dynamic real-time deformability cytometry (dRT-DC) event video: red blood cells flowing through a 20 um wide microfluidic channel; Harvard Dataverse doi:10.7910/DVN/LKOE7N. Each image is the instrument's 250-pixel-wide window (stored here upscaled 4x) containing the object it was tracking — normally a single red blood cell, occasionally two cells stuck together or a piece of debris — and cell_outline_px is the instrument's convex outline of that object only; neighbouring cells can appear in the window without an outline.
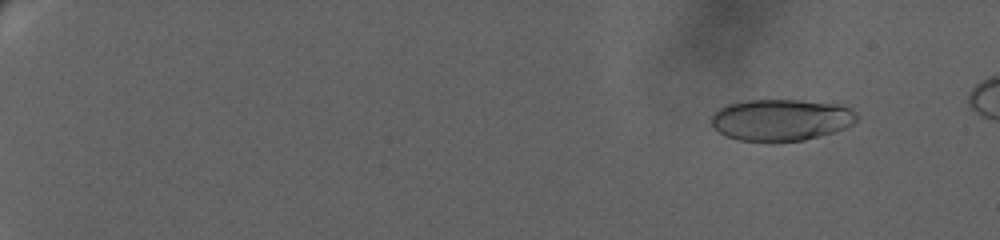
{"species": "human", "species_latin": "Homo sapiens", "temperature_condition": "warm", "stored_images_in_passage": 38, "camera_frame_rate_fps": 3000, "um_per_image_px": 0.085, "donor": {"sex": "female"}, "frame": {"image": 1, "passage_image": 11, "time_ms": 2.667, "image_size_px": [1000, 240], "cell_outline_px": [[856, 120], [852, 124], [836, 132], [804, 140], [772, 144], [768, 144], [736, 140], [720, 132], [712, 124], [712, 112], [724, 104], [748, 100], [800, 100], [840, 104], [856, 112]], "centroid_in_image_um": [66.36, 10.22], "position_along_channel_um": 18.6, "area_um2": 36.13}}